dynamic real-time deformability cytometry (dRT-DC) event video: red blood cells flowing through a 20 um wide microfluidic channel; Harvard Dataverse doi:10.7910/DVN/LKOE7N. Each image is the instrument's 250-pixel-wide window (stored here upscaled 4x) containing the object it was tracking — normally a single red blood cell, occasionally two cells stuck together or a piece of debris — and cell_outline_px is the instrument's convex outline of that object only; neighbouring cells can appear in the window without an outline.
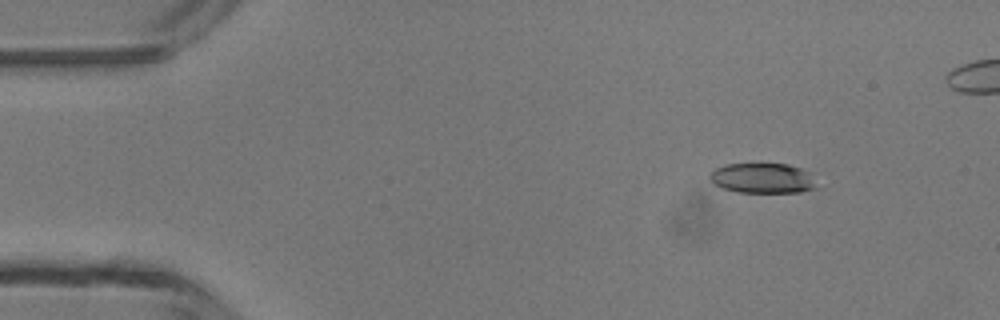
{"species": "common noctule bat (a hibernating species)", "species_latin": "Nyctalus noctula", "temperature_condition": "room temperature", "stored_images_in_passage": 5, "camera_frame_rate_fps": 3000, "um_per_image_px": 0.085, "animal": {"sex": "male", "body_mass_g": 13.3}, "frame": {"image": 1, "passage_image": 2, "time_ms": 1.333, "image_size_px": [1000, 320], "cell_outline_px": [[816, 188], [800, 192], [736, 192], [712, 184], [708, 176], [716, 168], [724, 164], [788, 164], [800, 168], [808, 172]], "centroid_in_image_um": [64.76, 15.15], "position_along_channel_um": 20.2, "area_um2": 18.55}}
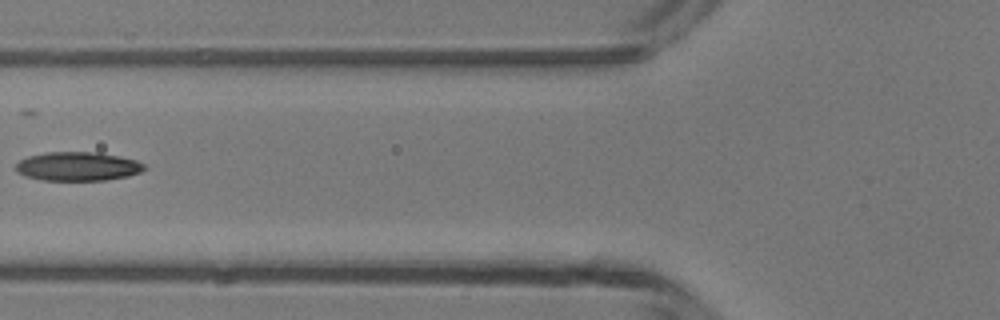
{"frame": {"image": 2, "passage_image": 5, "time_ms": 5.667, "image_size_px": [1000, 320], "cell_outline_px": [[148, 168], [140, 172], [128, 176], [104, 180], [44, 180], [24, 176], [16, 172], [16, 164], [20, 160], [28, 156], [44, 152], [96, 152], [120, 156], [136, 160], [144, 164]], "centroid_in_image_um": [6.61, 14.14], "position_along_channel_um": 119.2, "area_um2": 21.73}}